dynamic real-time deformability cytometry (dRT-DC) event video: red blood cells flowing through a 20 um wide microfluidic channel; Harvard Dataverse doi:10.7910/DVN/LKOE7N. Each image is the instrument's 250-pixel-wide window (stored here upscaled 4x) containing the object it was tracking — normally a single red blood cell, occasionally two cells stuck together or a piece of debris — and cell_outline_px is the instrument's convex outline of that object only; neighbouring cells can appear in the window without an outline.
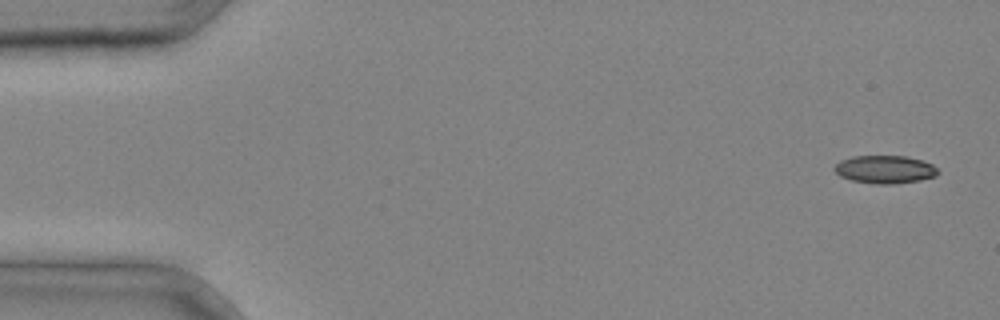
{"species": "common noctule bat (a hibernating species)", "species_latin": "Nyctalus noctula", "temperature_condition": "cold", "stored_images_in_passage": 4, "camera_frame_rate_fps": 3000, "um_per_image_px": 0.085, "animal": {"sex": "male", "body_mass_g": 20.4}, "frame": {"image": 1, "passage_image": 1, "time_ms": 0.0, "image_size_px": [1000, 320], "cell_outline_px": [[940, 172], [936, 176], [920, 180], [892, 184], [880, 184], [852, 180], [840, 176], [832, 168], [840, 160], [852, 156], [908, 156], [932, 164]], "centroid_in_image_um": [75.21, 14.39], "position_along_channel_um": 9.8, "area_um2": 16.82}}
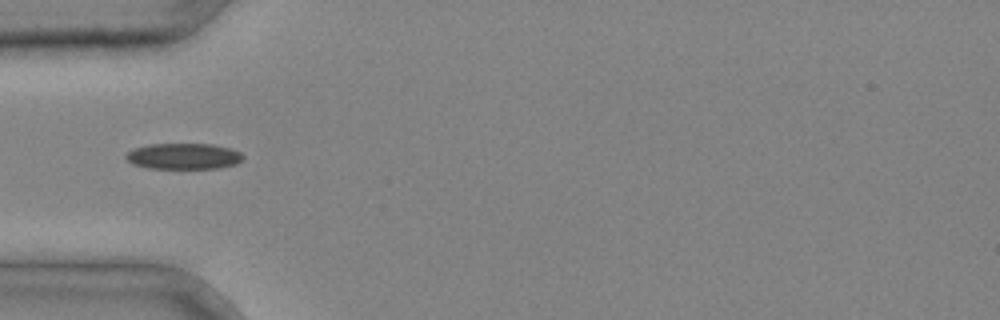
{"frame": {"image": 2, "passage_image": 4, "time_ms": 1.0, "image_size_px": [1000, 320], "cell_outline_px": [[244, 156], [236, 164], [220, 168], [148, 168], [132, 164], [124, 156], [132, 148], [148, 144], [212, 144], [232, 148], [240, 152]], "centroid_in_image_um": [15.59, 13.27], "position_along_channel_um": 69.4, "area_um2": 17.8}}